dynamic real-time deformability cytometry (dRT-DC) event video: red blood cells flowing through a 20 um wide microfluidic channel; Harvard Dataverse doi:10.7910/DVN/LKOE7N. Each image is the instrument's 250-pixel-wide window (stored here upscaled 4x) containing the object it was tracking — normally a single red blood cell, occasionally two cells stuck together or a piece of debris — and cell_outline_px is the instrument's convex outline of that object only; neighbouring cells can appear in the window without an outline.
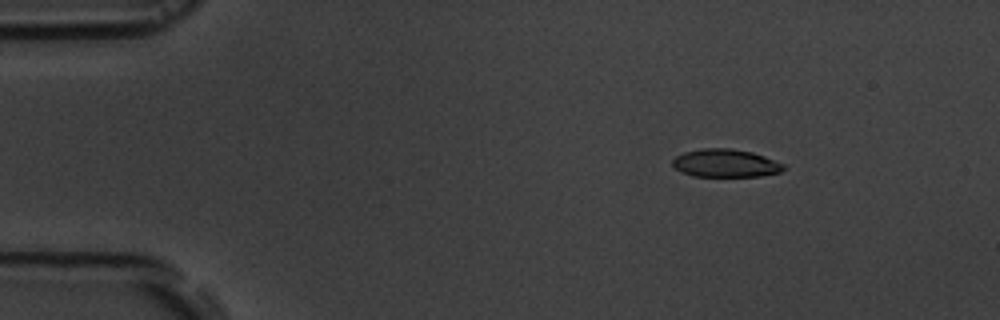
{"species": "common noctule bat (a hibernating species)", "species_latin": "Nyctalus noctula", "temperature_condition": "room temperature", "stored_images_in_passage": 6, "camera_frame_rate_fps": 3000, "um_per_image_px": 0.085, "animal": {"sex": "male", "body_mass_g": 19.5, "forearm_length_mm": 54.6}, "frame": {"image": 1, "passage_image": 3, "time_ms": 2.333, "image_size_px": [1000, 320], "cell_outline_px": [[784, 168], [780, 172], [760, 176], [696, 176], [680, 172], [672, 164], [672, 160], [676, 156], [684, 152], [700, 148], [732, 148], [752, 152], [764, 156], [784, 164]], "centroid_in_image_um": [61.65, 13.86], "position_along_channel_um": 23.4, "area_um2": 18.09}}
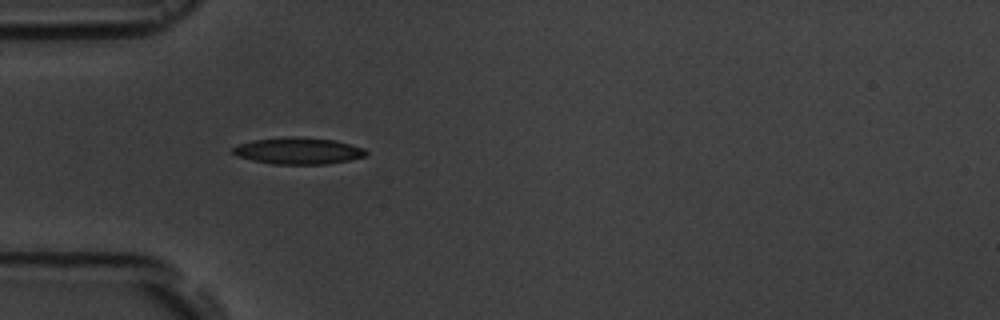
{"frame": {"image": 2, "passage_image": 5, "time_ms": 5.333, "image_size_px": [1000, 320], "cell_outline_px": [[368, 156], [328, 164], [272, 164], [252, 160], [236, 156], [232, 152], [232, 148], [240, 144], [252, 140], [292, 136], [296, 136], [332, 140], [364, 148], [368, 152]], "centroid_in_image_um": [25.34, 12.83], "position_along_channel_um": 59.7, "area_um2": 20.63}}
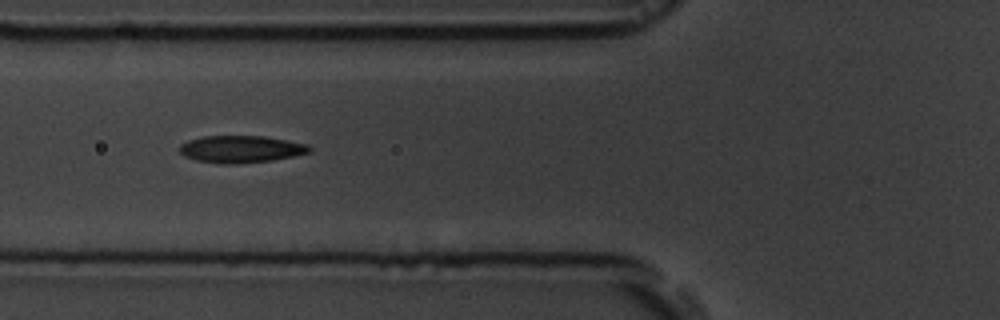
{"frame": {"image": 3, "passage_image": 6, "time_ms": 6.667, "image_size_px": [1000, 320], "cell_outline_px": [[312, 148], [308, 152], [292, 156], [272, 160], [232, 164], [224, 164], [196, 160], [184, 156], [180, 152], [180, 144], [188, 140], [204, 136], [264, 136], [308, 144]], "centroid_in_image_um": [20.46, 12.67], "position_along_channel_um": 105.3, "area_um2": 20.35}}